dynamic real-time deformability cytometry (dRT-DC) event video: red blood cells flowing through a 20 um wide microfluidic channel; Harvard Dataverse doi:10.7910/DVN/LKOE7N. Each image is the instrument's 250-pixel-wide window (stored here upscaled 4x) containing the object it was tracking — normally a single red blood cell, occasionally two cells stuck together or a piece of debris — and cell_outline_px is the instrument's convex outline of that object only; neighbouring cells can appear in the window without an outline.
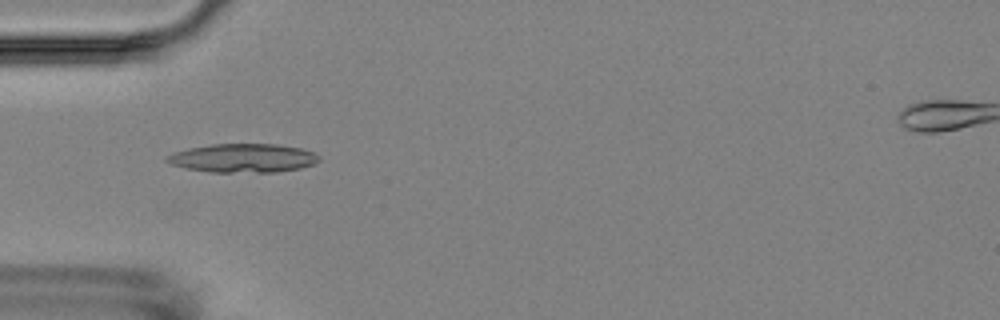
{"species": "Egyptian fruit bat (a non-hibernating species)", "species_latin": "Rousettus aegyptiacus", "temperature_condition": "room temperature", "stored_images_in_passage": 2, "camera_frame_rate_fps": 3000, "um_per_image_px": 0.085, "animal": {"sex": "female"}, "frame": {"image": 1, "passage_image": 1, "time_ms": 0.0, "image_size_px": [1000, 320], "cell_outline_px": [[320, 160], [312, 164], [300, 168], [276, 172], [208, 172], [188, 168], [172, 164], [164, 160], [164, 156], [172, 152], [188, 148], [212, 144], [276, 144], [300, 148], [316, 152], [320, 156]], "centroid_in_image_um": [20.65, 13.43], "position_along_channel_um": 64.4, "area_um2": 25.61}}